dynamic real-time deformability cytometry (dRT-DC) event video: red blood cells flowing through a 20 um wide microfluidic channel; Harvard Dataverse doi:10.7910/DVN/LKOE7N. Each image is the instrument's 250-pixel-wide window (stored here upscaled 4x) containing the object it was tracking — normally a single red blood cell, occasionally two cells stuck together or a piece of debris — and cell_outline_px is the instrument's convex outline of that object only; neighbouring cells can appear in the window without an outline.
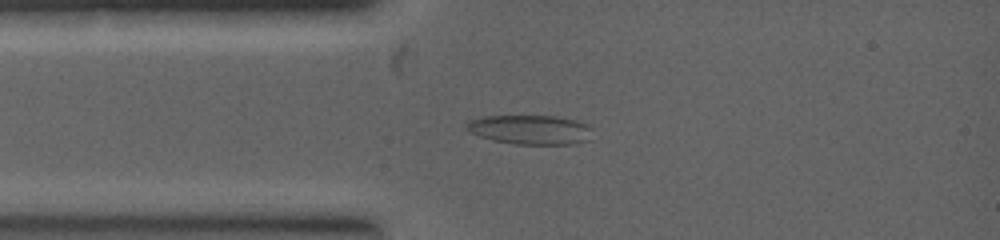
{"species": "common noctule bat (a hibernating species)", "species_latin": "Nyctalus noctula", "temperature_condition": "warm", "stored_images_in_passage": 18, "camera_frame_rate_fps": 5000, "um_per_image_px": 0.085, "animal": {"sex": "female", "body_mass_g": 19.0, "forearm_length_mm": 53.3}, "frame": {"image": 1, "passage_image": 9, "time_ms": 1.2, "image_size_px": [1000, 240], "cell_outline_px": [[592, 140], [576, 144], [516, 144], [492, 140], [468, 132], [464, 128], [468, 120], [484, 116], [556, 116], [580, 120], [588, 124], [592, 128]], "centroid_in_image_um": [45.13, 11.02], "position_along_channel_um": 39.9, "area_um2": 22.08}}
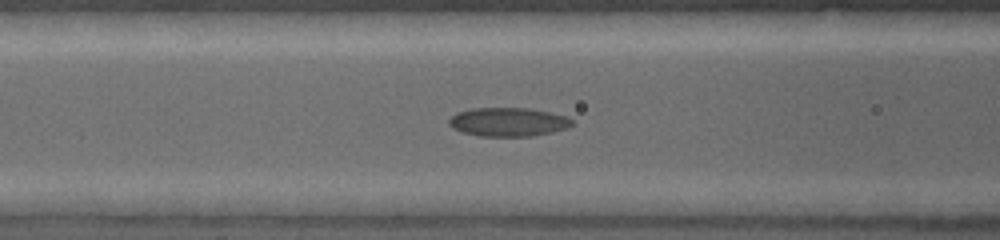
{"frame": {"image": 2, "passage_image": 18, "time_ms": 2.6, "image_size_px": [1000, 240], "cell_outline_px": [[576, 124], [568, 128], [552, 132], [532, 136], [480, 136], [460, 132], [452, 128], [448, 124], [448, 120], [456, 112], [476, 108], [528, 108], [568, 116]], "centroid_in_image_um": [43.21, 10.37], "position_along_channel_um": 123.4, "area_um2": 20.81}}